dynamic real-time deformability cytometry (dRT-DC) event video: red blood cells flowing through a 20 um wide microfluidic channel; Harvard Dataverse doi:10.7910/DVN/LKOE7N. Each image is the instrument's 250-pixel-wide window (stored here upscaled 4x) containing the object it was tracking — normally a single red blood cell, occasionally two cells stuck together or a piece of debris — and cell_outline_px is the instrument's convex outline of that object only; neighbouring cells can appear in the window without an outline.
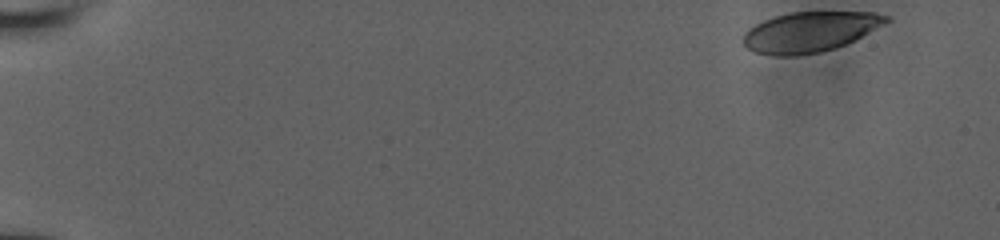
{"species": "human", "species_latin": "Homo sapiens", "temperature_condition": "room temperature", "stored_images_in_passage": 34, "camera_frame_rate_fps": 3000, "um_per_image_px": 0.085, "donor": {"sex": "male"}, "frame": {"image": 1, "passage_image": 1, "time_ms": 0.0, "image_size_px": [1000, 240], "cell_outline_px": [[892, 20], [836, 48], [820, 52], [796, 56], [772, 56], [756, 52], [748, 48], [744, 44], [744, 32], [748, 28], [764, 20], [788, 12], [872, 12], [892, 16]], "centroid_in_image_um": [68.83, 2.7], "position_along_channel_um": 16.2, "area_um2": 33.35}}
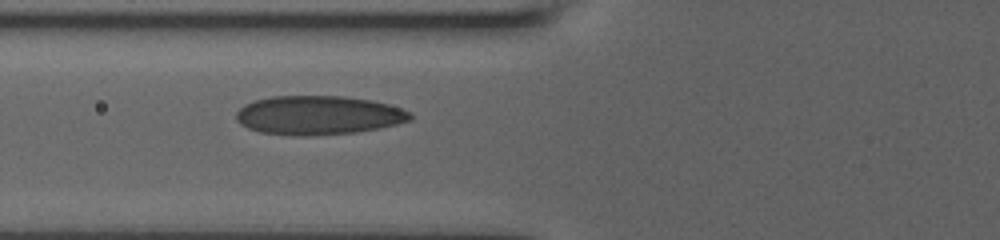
{"frame": {"image": 2, "passage_image": 30, "time_ms": 6.333, "image_size_px": [1000, 240], "cell_outline_px": [[412, 120], [380, 128], [356, 132], [308, 136], [292, 136], [260, 132], [248, 128], [240, 124], [236, 120], [236, 112], [244, 104], [256, 100], [272, 96], [344, 96], [372, 100], [388, 104], [412, 112]], "centroid_in_image_um": [27.06, 9.8], "position_along_channel_um": 98.7, "area_um2": 39.77}}
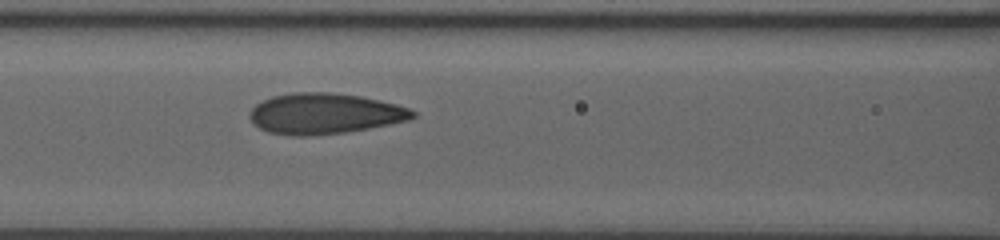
{"frame": {"image": 3, "passage_image": 34, "time_ms": 7.333, "image_size_px": [1000, 240], "cell_outline_px": [[416, 116], [408, 120], [368, 128], [344, 132], [308, 136], [292, 136], [268, 132], [260, 128], [248, 116], [252, 108], [256, 104], [272, 96], [292, 92], [328, 92], [360, 96], [380, 100], [396, 104], [408, 108], [416, 112]], "centroid_in_image_um": [27.58, 9.65], "position_along_channel_um": 139.0, "area_um2": 38.49}}